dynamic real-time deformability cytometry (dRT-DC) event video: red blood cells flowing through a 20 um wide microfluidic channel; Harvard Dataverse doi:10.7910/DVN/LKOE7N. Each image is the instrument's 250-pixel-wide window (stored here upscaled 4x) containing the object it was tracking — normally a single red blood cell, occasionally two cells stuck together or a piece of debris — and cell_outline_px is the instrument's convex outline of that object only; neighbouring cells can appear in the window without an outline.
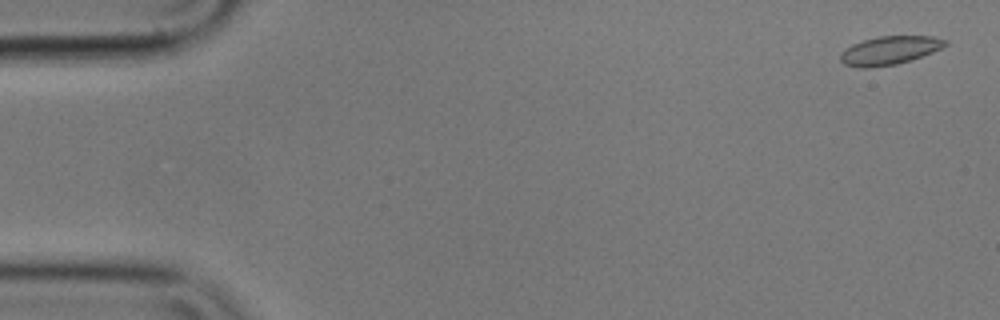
{"species": "common noctule bat (a hibernating species)", "species_latin": "Nyctalus noctula", "temperature_condition": "cold", "stored_images_in_passage": 57, "camera_frame_rate_fps": 3000, "um_per_image_px": 0.085, "animal": {"sex": "male", "body_mass_g": 17.9}, "frame": {"image": 1, "passage_image": 2, "time_ms": 0.333, "image_size_px": [1000, 320], "cell_outline_px": [[948, 44], [932, 52], [912, 60], [896, 64], [868, 68], [860, 68], [844, 64], [840, 60], [840, 52], [852, 44], [864, 40], [880, 36], [932, 36], [948, 40]], "centroid_in_image_um": [75.6, 4.29], "position_along_channel_um": 9.4, "area_um2": 17.4}}
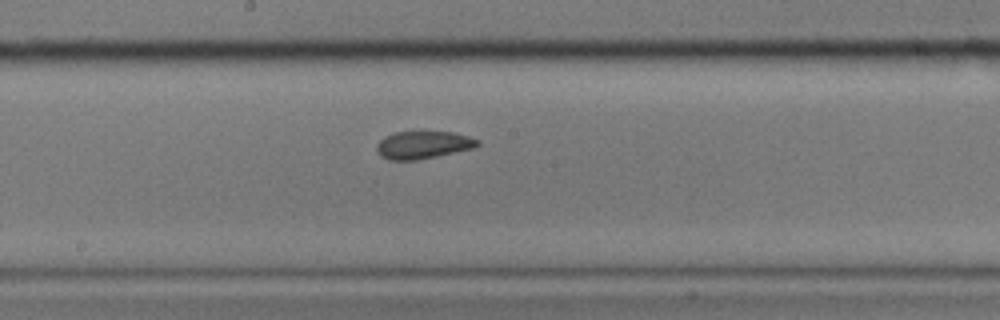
{"frame": {"image": 2, "passage_image": 30, "time_ms": 9.667, "image_size_px": [1000, 320], "cell_outline_px": [[480, 144], [476, 148], [420, 160], [388, 160], [380, 156], [376, 148], [376, 144], [384, 136], [396, 132], [452, 132], [468, 136], [480, 140]], "centroid_in_image_um": [35.98, 12.33], "position_along_channel_um": 212.2, "area_um2": 16.47}}
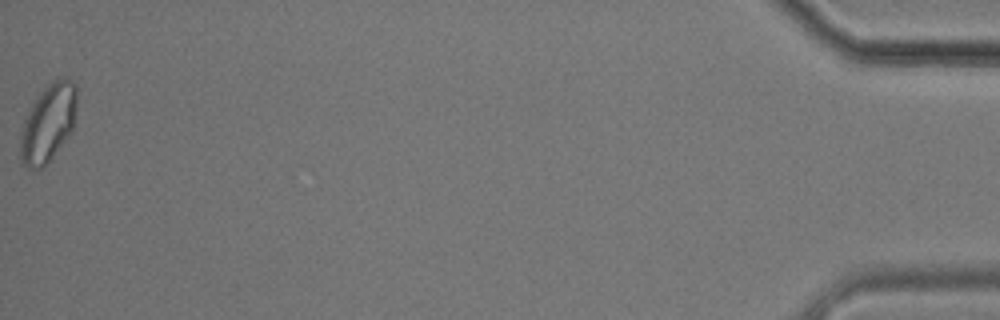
{"frame": {"image": 3, "passage_image": 57, "time_ms": 18.667, "image_size_px": [1000, 320], "cell_outline_px": [[76, 108], [72, 132], [44, 168], [28, 168], [20, 164], [20, 132], [24, 120], [32, 104], [40, 92], [52, 80], [60, 76], [64, 76], [72, 80], [76, 84]], "centroid_in_image_um": [4.09, 10.45], "position_along_channel_um": 431.1, "area_um2": 26.01}}